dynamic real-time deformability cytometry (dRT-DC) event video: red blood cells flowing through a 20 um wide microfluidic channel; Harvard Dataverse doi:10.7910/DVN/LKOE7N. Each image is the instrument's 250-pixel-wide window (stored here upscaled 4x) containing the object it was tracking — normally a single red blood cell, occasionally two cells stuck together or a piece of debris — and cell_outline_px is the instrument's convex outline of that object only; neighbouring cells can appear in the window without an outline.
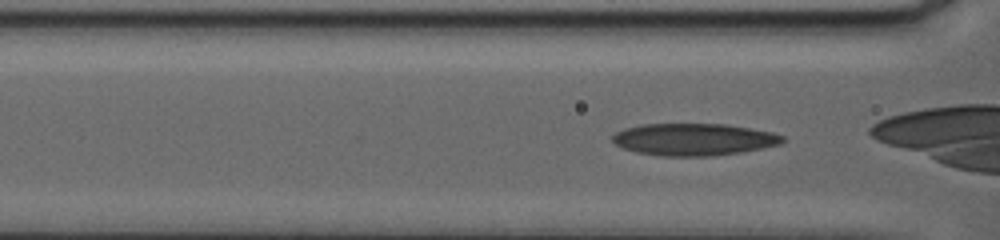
{"species": "human", "species_latin": "Homo sapiens", "temperature_condition": "warm", "stored_images_in_passage": 79, "camera_frame_rate_fps": 3000, "um_per_image_px": 0.085, "donor": {"sex": "female"}, "frame": {"image": 1, "passage_image": 43, "time_ms": 14.0, "image_size_px": [1000, 240], "cell_outline_px": [[784, 140], [780, 144], [740, 152], [712, 156], [660, 156], [636, 152], [624, 148], [616, 144], [612, 140], [612, 136], [616, 132], [624, 128], [644, 124], [724, 124], [772, 132], [784, 136]], "centroid_in_image_um": [58.94, 11.85], "position_along_channel_um": 107.7, "area_um2": 31.62}}
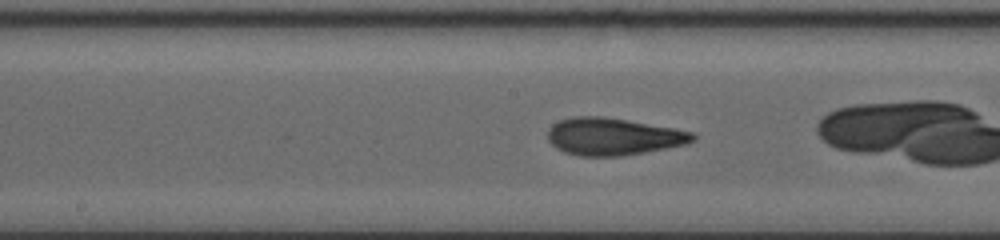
{"frame": {"image": 2, "passage_image": 54, "time_ms": 17.667, "image_size_px": [1000, 240], "cell_outline_px": [[696, 140], [688, 144], [644, 152], [620, 156], [580, 156], [564, 152], [556, 148], [548, 140], [548, 128], [552, 124], [560, 120], [572, 116], [604, 116], [676, 128], [692, 132], [696, 136]], "centroid_in_image_um": [52.12, 11.6], "position_along_channel_um": 196.1, "area_um2": 31.73}}
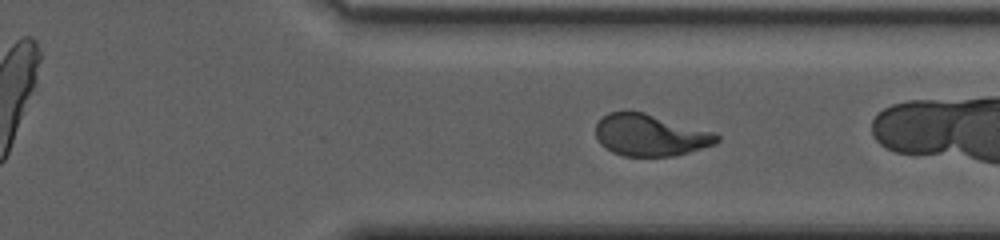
{"frame": {"image": 3, "passage_image": 74, "time_ms": 24.333, "image_size_px": [1000, 240], "cell_outline_px": [[720, 140], [716, 144], [676, 156], [624, 156], [612, 152], [600, 144], [596, 140], [596, 124], [608, 112], [628, 108], [644, 112], [716, 132], [720, 136]], "centroid_in_image_um": [55.27, 11.46], "position_along_channel_um": 356.1, "area_um2": 30.17}}